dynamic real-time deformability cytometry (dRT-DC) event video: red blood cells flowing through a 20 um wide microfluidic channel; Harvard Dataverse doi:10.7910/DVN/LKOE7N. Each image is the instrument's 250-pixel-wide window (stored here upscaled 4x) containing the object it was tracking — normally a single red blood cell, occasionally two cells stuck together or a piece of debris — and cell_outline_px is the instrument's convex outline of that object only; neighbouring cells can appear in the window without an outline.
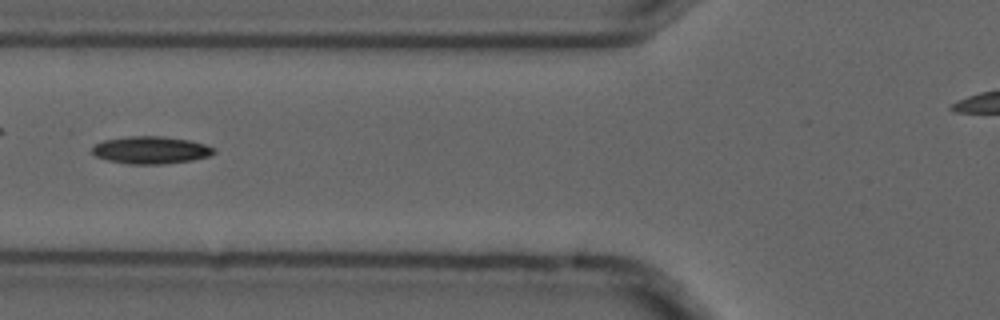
{"species": "common noctule bat (a hibernating species)", "species_latin": "Nyctalus noctula", "temperature_condition": "cold", "stored_images_in_passage": 6, "camera_frame_rate_fps": 3000, "um_per_image_px": 0.085, "animal": {"sex": "male", "forearm_length_mm": 52.5}, "frame": {"image": 1, "passage_image": 6, "time_ms": 1.667, "image_size_px": [1000, 320], "cell_outline_px": [[216, 152], [208, 156], [192, 160], [164, 164], [128, 164], [108, 160], [96, 156], [92, 152], [92, 148], [96, 144], [104, 140], [128, 136], [164, 136], [188, 140], [204, 144], [216, 148]], "centroid_in_image_um": [12.83, 12.75], "position_along_channel_um": 113.0, "area_um2": 19.42}}